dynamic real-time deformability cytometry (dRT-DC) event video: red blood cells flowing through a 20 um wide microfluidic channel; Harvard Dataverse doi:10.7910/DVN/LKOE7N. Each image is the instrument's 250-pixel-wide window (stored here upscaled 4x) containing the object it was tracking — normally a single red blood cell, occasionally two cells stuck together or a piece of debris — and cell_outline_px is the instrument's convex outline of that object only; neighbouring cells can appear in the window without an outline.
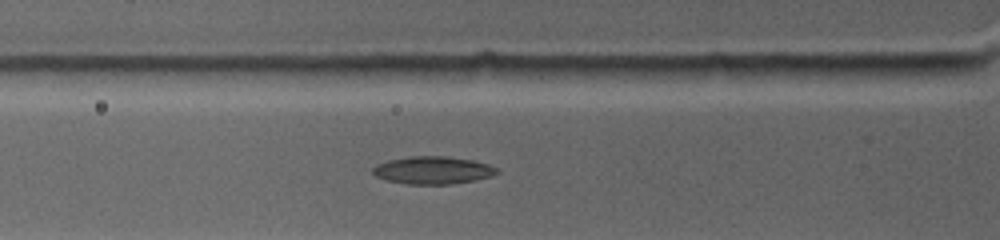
{"species": "common noctule bat (a hibernating species)", "species_latin": "Nyctalus noctula", "temperature_condition": "warm", "stored_images_in_passage": 5, "camera_frame_rate_fps": 4500, "um_per_image_px": 0.085, "animal": {"sex": "female", "body_mass_g": 19.0, "forearm_length_mm": 53.3}, "frame": {"image": 1, "passage_image": 5, "time_ms": 3.111, "image_size_px": [1000, 240], "cell_outline_px": [[500, 172], [492, 176], [476, 180], [452, 184], [404, 184], [388, 180], [376, 176], [372, 172], [372, 168], [376, 164], [388, 160], [408, 156], [444, 156], [472, 160], [488, 164], [496, 168]], "centroid_in_image_um": [36.79, 14.47], "position_along_channel_um": 89.0, "area_um2": 20.06}}